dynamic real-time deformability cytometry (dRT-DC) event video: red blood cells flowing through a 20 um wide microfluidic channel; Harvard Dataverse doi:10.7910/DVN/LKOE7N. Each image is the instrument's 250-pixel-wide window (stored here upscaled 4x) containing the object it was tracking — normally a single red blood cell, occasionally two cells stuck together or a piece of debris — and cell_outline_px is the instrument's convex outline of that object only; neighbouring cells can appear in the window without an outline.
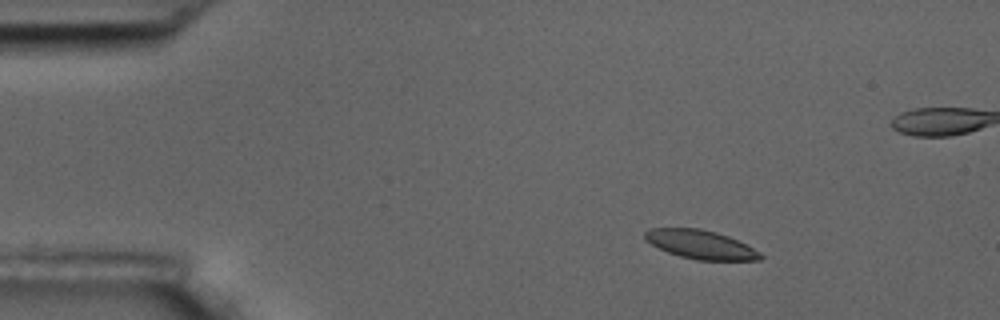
{"species": "common noctule bat (a hibernating species)", "species_latin": "Nyctalus noctula", "temperature_condition": "room temperature", "stored_images_in_passage": 14, "camera_frame_rate_fps": 3000, "um_per_image_px": 0.085, "animal": {"sex": "male", "body_mass_g": 17.5, "forearm_length_mm": 52.3}, "frame": {"image": 1, "passage_image": 3, "time_ms": 2.333, "image_size_px": [1000, 320], "cell_outline_px": [[764, 256], [760, 260], [696, 260], [680, 256], [668, 252], [644, 240], [644, 232], [648, 228], [700, 228], [716, 232], [728, 236], [760, 252]], "centroid_in_image_um": [59.52, 20.78], "position_along_channel_um": 25.5, "area_um2": 19.25}}
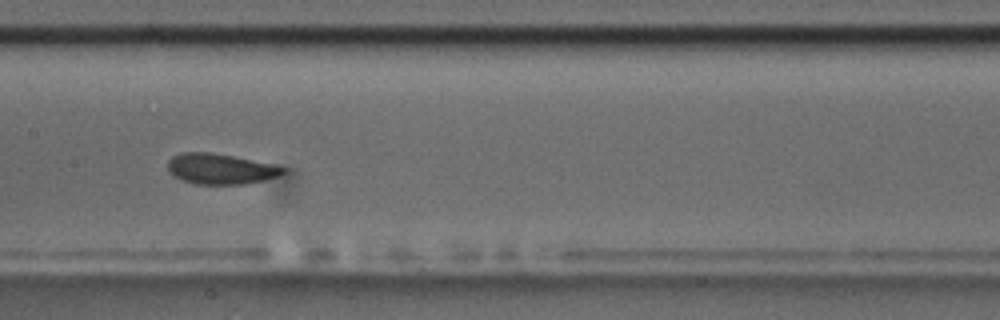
{"frame": {"image": 2, "passage_image": 8, "time_ms": 9.0, "image_size_px": [1000, 320], "cell_outline_px": [[288, 172], [264, 180], [244, 184], [196, 184], [172, 176], [168, 172], [168, 160], [172, 156], [180, 152], [212, 152], [232, 156], [288, 168]], "centroid_in_image_um": [18.7, 14.35], "position_along_channel_um": 188.7, "area_um2": 20.46}}
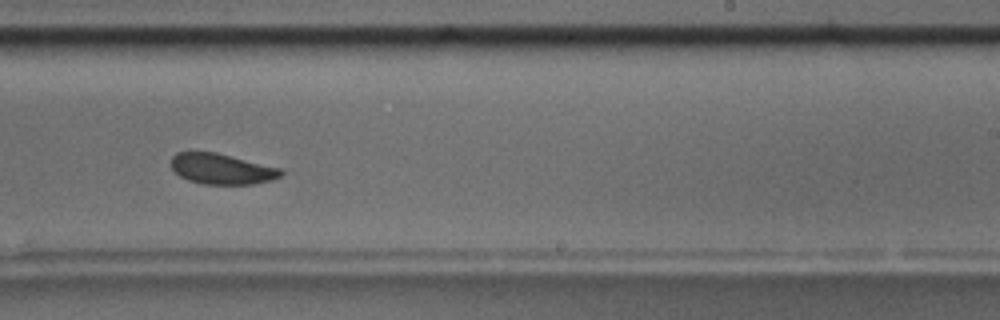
{"frame": {"image": 3, "passage_image": 10, "time_ms": 11.333, "image_size_px": [1000, 320], "cell_outline_px": [[284, 172], [280, 176], [272, 180], [252, 184], [204, 184], [188, 180], [180, 176], [172, 168], [172, 156], [176, 152], [216, 152], [280, 168]], "centroid_in_image_um": [18.85, 14.36], "position_along_channel_um": 270.2, "area_um2": 19.42}, "authors_computed_cell_mechanics": {"area_um2": 20.2589, "velocity_mm_per_s": 3.509, "shape_relaxation_time_tau1_ms": 1.5116, "shape_relaxation_time_tau2_ms": 2.3318, "deformation_change_tau1": 0.0586, "deformation_change_tau2": 0.057}}